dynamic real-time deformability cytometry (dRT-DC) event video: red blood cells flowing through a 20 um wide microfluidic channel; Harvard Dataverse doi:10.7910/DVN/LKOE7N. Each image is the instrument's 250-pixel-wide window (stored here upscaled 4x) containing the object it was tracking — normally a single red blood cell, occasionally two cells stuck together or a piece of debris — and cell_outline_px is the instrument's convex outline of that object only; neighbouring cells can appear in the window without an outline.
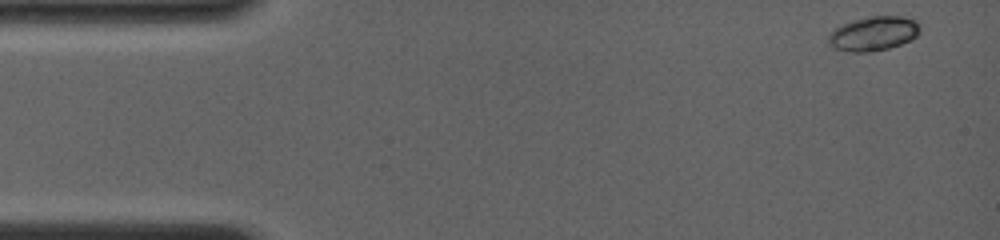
{"species": "common noctule bat (a hibernating species)", "species_latin": "Nyctalus noctula", "temperature_condition": "room temperature", "stored_images_in_passage": 25, "camera_frame_rate_fps": 4000, "um_per_image_px": 0.085, "animal": {"sex": "female", "body_mass_g": 19.0, "forearm_length_mm": 56.7}, "frame": {"image": 1, "passage_image": 1, "time_ms": 0.0, "image_size_px": [1000, 240], "cell_outline_px": [[920, 32], [912, 40], [888, 48], [872, 52], [848, 52], [832, 48], [828, 44], [828, 36], [836, 28], [844, 24], [856, 20], [872, 16], [900, 16], [916, 20], [920, 24]], "centroid_in_image_um": [74.27, 2.87], "position_along_channel_um": 10.7, "area_um2": 18.32}}
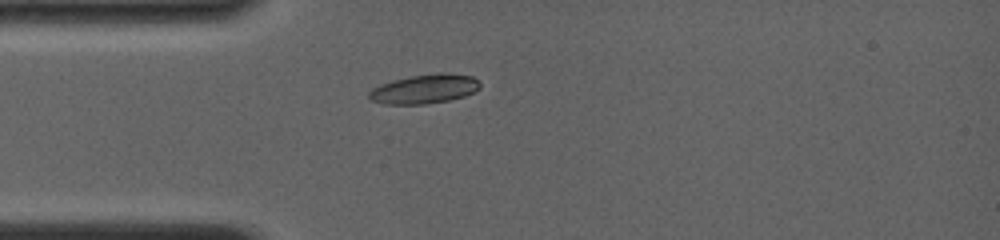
{"frame": {"image": 2, "passage_image": 22, "time_ms": 3.5, "image_size_px": [1000, 240], "cell_outline_px": [[480, 88], [464, 96], [448, 100], [424, 104], [384, 104], [372, 100], [368, 96], [368, 92], [372, 88], [380, 84], [392, 80], [412, 76], [440, 72], [448, 72], [472, 76], [480, 84]], "centroid_in_image_um": [36.06, 7.55], "position_along_channel_um": 48.9, "area_um2": 18.84}}